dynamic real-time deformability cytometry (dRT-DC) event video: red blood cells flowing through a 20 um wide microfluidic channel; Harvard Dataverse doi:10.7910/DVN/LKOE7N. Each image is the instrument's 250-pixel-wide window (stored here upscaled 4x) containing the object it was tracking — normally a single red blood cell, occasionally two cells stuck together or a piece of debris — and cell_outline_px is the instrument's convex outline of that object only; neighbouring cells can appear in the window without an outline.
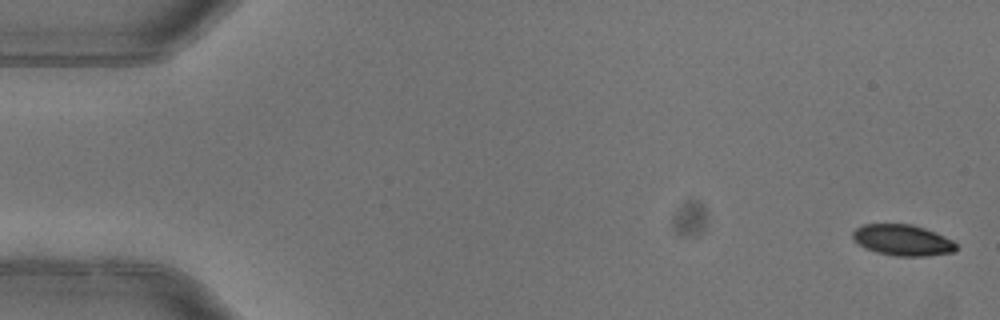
{"species": "common noctule bat (a hibernating species)", "species_latin": "Nyctalus noctula", "temperature_condition": "warm", "stored_images_in_passage": 6, "segment_of_instrument_passage": [1, 2], "camera_frame_rate_fps": 3000, "um_per_image_px": 0.085, "animal": {"sex": "female"}, "frame": {"image": 1, "passage_image": 1, "time_ms": 0.0, "image_size_px": [1000, 320], "cell_outline_px": [[956, 248], [952, 252], [924, 256], [896, 256], [876, 252], [864, 248], [852, 236], [852, 232], [856, 228], [864, 224], [912, 224], [924, 228], [944, 236], [952, 240], [956, 244]], "centroid_in_image_um": [76.7, 20.41], "position_along_channel_um": 8.3, "area_um2": 18.5}}